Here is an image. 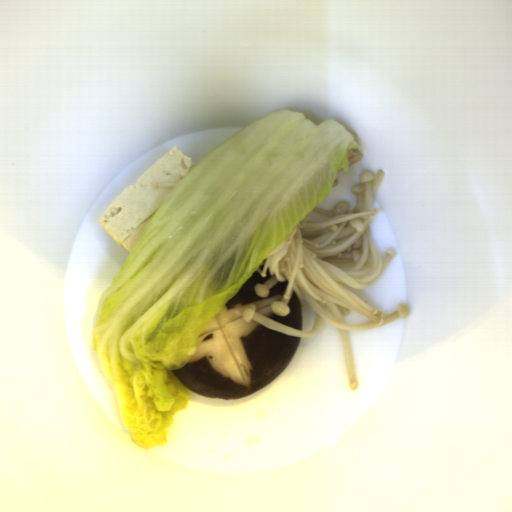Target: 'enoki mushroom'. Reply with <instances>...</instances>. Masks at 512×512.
I'll return each instance as SVG.
<instances>
[{"label":"enoki mushroom","mask_w":512,"mask_h":512,"mask_svg":"<svg viewBox=\"0 0 512 512\" xmlns=\"http://www.w3.org/2000/svg\"><path fill=\"white\" fill-rule=\"evenodd\" d=\"M363 153L359 152L358 149H348L347 153H346V160L349 164V166L351 165H355L356 163H358L359 161H361V159L363 158Z\"/></svg>","instance_id":"6df1b440"},{"label":"enoki mushroom","mask_w":512,"mask_h":512,"mask_svg":"<svg viewBox=\"0 0 512 512\" xmlns=\"http://www.w3.org/2000/svg\"><path fill=\"white\" fill-rule=\"evenodd\" d=\"M385 176V171L363 170L360 183L351 186L355 206L340 200L331 210L315 207L311 212L330 216L329 220L310 221L306 216L267 255L256 271L270 278L256 283L254 290L262 299L270 296V289L278 282L288 281L281 300H274L271 310L277 316H289V302L297 293L301 307H311L316 317L311 331L299 330L256 313L255 305L245 307L244 322L252 319L260 324L294 337L312 338L327 322L339 331L349 388L357 390L358 377L349 331L380 328L399 318H407L409 307L401 302L396 311L385 316L341 283L353 290L366 289L379 280L396 257L395 249L388 248L384 258L375 248L369 228L370 221L380 212L373 198ZM351 311L367 316L364 324L344 323Z\"/></svg>","instance_id":"cea9216a"},{"label":"enoki mushroom","mask_w":512,"mask_h":512,"mask_svg":"<svg viewBox=\"0 0 512 512\" xmlns=\"http://www.w3.org/2000/svg\"><path fill=\"white\" fill-rule=\"evenodd\" d=\"M338 184H339V180H338V178H337V177H335V179H334V181H333V183H332L331 188H335Z\"/></svg>","instance_id":"6f350940"}]
</instances>
